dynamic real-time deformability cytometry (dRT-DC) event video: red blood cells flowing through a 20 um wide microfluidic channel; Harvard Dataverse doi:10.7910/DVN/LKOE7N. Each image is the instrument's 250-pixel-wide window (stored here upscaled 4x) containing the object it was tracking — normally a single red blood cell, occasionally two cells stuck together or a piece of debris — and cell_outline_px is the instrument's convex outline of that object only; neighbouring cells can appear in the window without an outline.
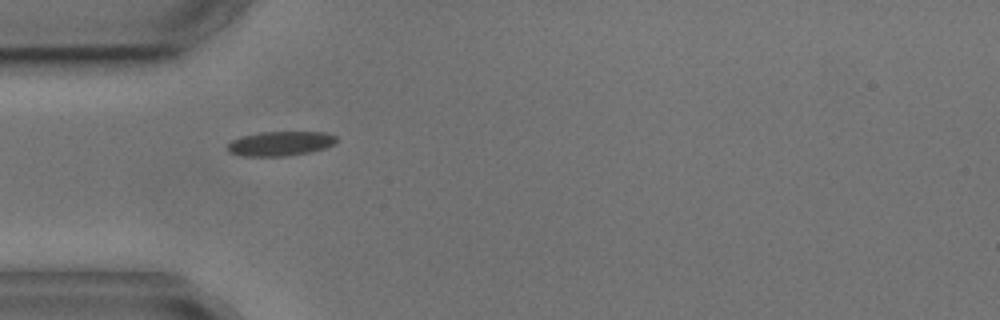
{"species": "common noctule bat (a hibernating species)", "species_latin": "Nyctalus noctula", "temperature_condition": "cold", "stored_images_in_passage": 5, "camera_frame_rate_fps": 3000, "um_per_image_px": 0.085, "animal": {"sex": "male", "body_mass_g": 17.9, "forearm_length_mm": 54.2}, "frame": {"image": 1, "passage_image": 1, "time_ms": 0.0, "image_size_px": [1000, 320], "cell_outline_px": [[336, 140], [332, 144], [324, 148], [308, 152], [284, 156], [240, 156], [228, 152], [228, 144], [232, 140], [240, 136], [260, 132], [324, 132], [336, 136]], "centroid_in_image_um": [23.77, 12.2], "position_along_channel_um": 61.2, "area_um2": 15.43}}
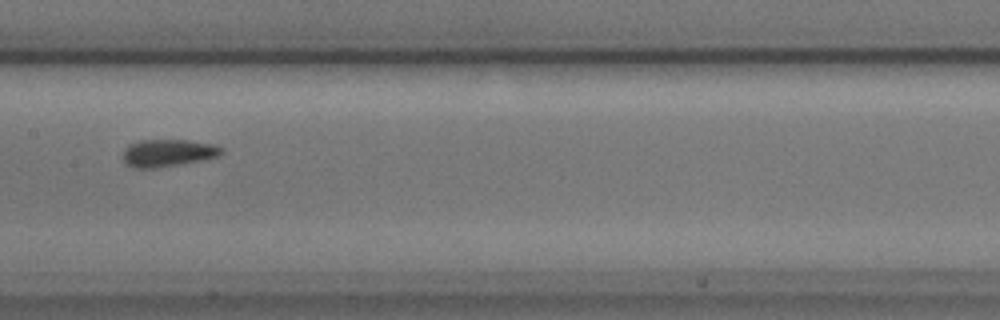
{"frame": {"image": 2, "passage_image": 4, "time_ms": 3.667, "image_size_px": [1000, 320], "cell_outline_px": [[224, 152], [220, 156], [204, 160], [156, 168], [132, 168], [124, 164], [124, 148], [128, 144], [140, 140], [188, 140], [212, 144], [224, 148]], "centroid_in_image_um": [14.28, 13.0], "position_along_channel_um": 193.1, "area_um2": 15.95}}
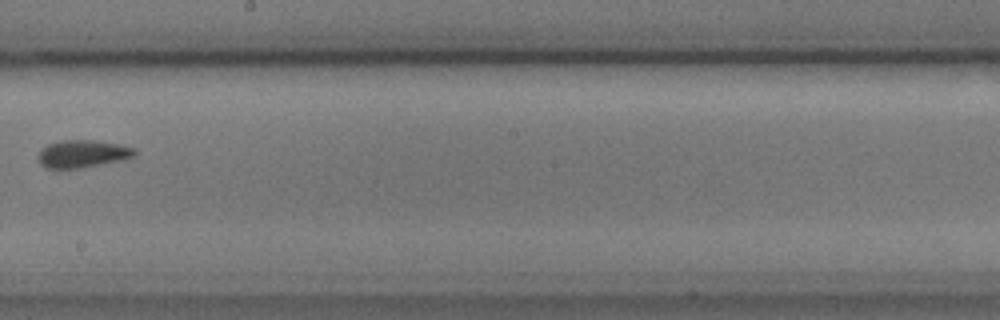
{"frame": {"image": 3, "passage_image": 5, "time_ms": 5.0, "image_size_px": [1000, 320], "cell_outline_px": [[136, 156], [124, 160], [76, 168], [48, 168], [40, 164], [36, 156], [40, 148], [48, 144], [64, 140], [96, 140], [136, 148]], "centroid_in_image_um": [7.0, 13.06], "position_along_channel_um": 241.2, "area_um2": 15.55}}